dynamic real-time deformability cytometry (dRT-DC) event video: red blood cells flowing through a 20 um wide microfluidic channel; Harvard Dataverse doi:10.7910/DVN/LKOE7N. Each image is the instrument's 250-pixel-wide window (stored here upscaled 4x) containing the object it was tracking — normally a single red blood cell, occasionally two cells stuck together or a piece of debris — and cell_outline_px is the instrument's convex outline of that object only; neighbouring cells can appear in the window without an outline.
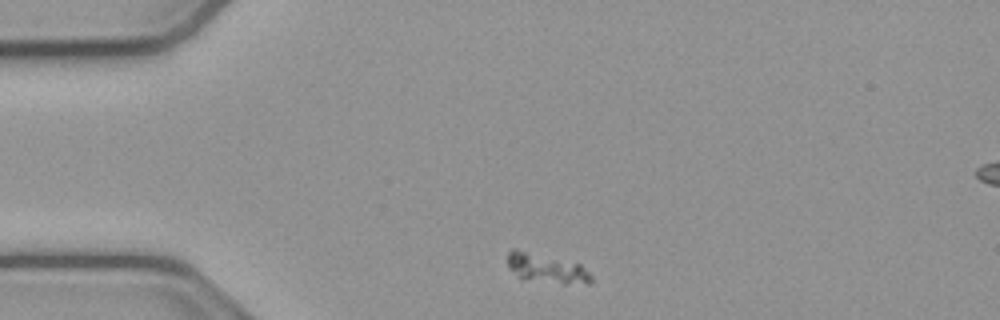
{"species": "common noctule bat (a hibernating species)", "species_latin": "Nyctalus noctula", "temperature_condition": "cold", "stored_images_in_passage": 35, "camera_frame_rate_fps": 3000, "um_per_image_px": 0.085, "animal": {"sex": "male", "body_mass_g": 23.1, "forearm_length_mm": 52.7}, "frame": {"image": 1, "passage_image": 1, "time_ms": 0.0, "image_size_px": [1000, 320], "cell_outline_px": [[592, 284], [564, 284], [520, 280], [508, 268], [508, 252], [512, 248], [516, 248], [580, 264], [592, 276]], "centroid_in_image_um": [46.42, 22.84], "position_along_channel_um": 38.6, "area_um2": 14.68}}
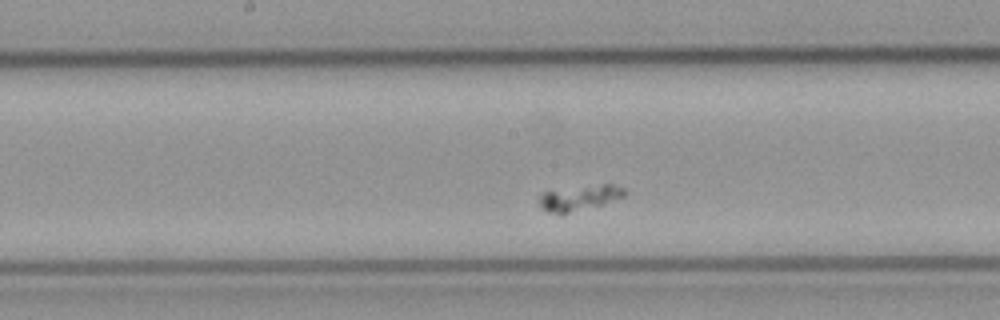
{"frame": {"image": 2, "passage_image": 17, "time_ms": 5.333, "image_size_px": [1000, 320], "cell_outline_px": [[628, 192], [624, 196], [604, 204], [560, 216], [548, 212], [540, 204], [540, 196], [544, 192], [604, 184], [612, 184], [624, 188]], "centroid_in_image_um": [49.3, 16.86], "position_along_channel_um": 198.9, "area_um2": 12.48}}
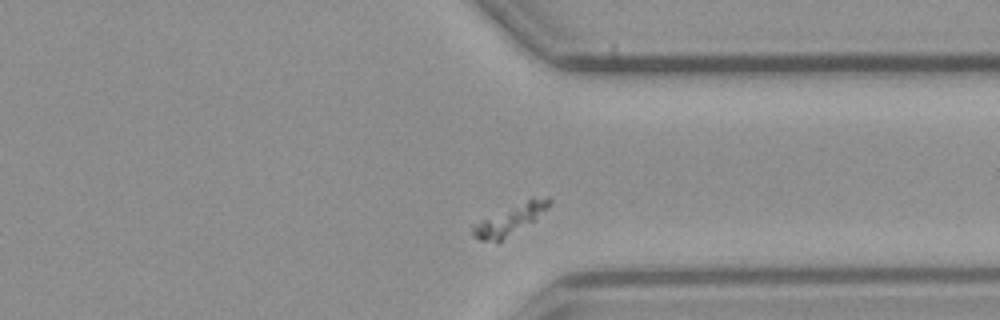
{"frame": {"image": 3, "passage_image": 31, "time_ms": 10.0, "image_size_px": [1000, 320], "cell_outline_px": [[552, 204], [548, 208], [532, 220], [496, 244], [480, 240], [472, 236], [472, 224], [532, 196], [548, 196], [552, 200]], "centroid_in_image_um": [43.34, 18.65], "position_along_channel_um": 368.1, "area_um2": 13.35}}